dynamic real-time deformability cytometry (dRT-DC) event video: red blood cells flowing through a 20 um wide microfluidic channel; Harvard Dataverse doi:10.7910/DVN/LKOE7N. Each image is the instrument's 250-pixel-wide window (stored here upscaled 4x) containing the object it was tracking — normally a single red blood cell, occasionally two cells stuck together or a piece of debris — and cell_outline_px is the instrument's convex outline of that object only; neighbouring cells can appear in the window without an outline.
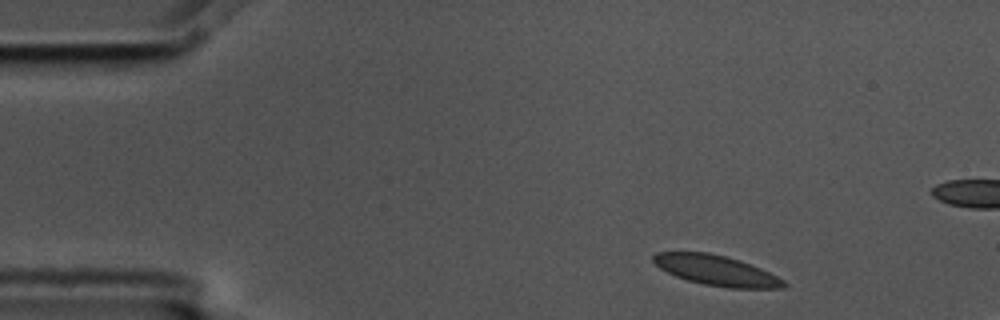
{"species": "common noctule bat (a hibernating species)", "species_latin": "Nyctalus noctula", "temperature_condition": "cold", "stored_images_in_passage": 4, "segment_of_instrument_passage": [2, 2], "camera_frame_rate_fps": 3000, "um_per_image_px": 0.085, "animal": {"sex": "male", "body_mass_g": 17.5, "forearm_length_mm": 52.3}, "frame": {"image": 1, "passage_image": 4, "time_ms": 1.0, "image_size_px": [1000, 320], "cell_outline_px": [[788, 284], [784, 288], [728, 288], [704, 284], [688, 280], [676, 276], [660, 268], [652, 260], [652, 256], [656, 252], [708, 252], [740, 260], [760, 268], [784, 280]], "centroid_in_image_um": [60.89, 22.98], "position_along_channel_um": 24.1, "area_um2": 22.77}}